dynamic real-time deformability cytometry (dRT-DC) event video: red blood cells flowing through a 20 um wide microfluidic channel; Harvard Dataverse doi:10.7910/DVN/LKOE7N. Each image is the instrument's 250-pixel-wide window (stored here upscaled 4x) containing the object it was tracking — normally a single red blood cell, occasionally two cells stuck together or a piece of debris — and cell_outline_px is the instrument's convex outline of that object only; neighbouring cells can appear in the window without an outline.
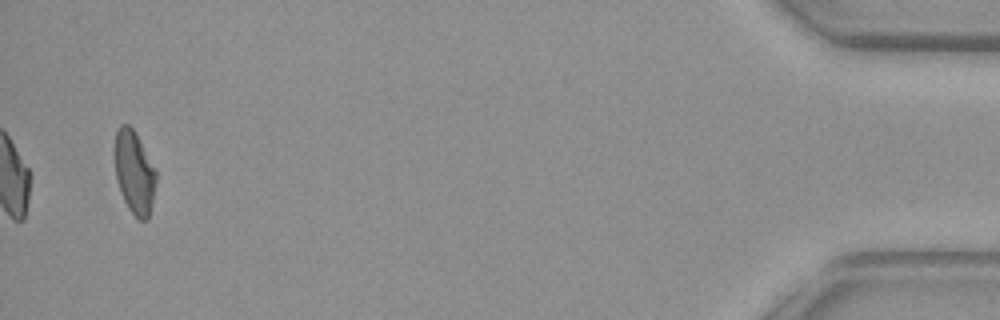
{"species": "common noctule bat (a hibernating species)", "species_latin": "Nyctalus noctula", "temperature_condition": "warm", "stored_images_in_passage": 38, "camera_frame_rate_fps": 3000, "um_per_image_px": 0.085, "animal": {"sex": "female", "body_mass_g": 29.2, "forearm_length_mm": 56.3}, "frame": {"image": 1, "passage_image": 38, "time_ms": 12.333, "image_size_px": [1000, 320], "cell_outline_px": [[156, 184], [152, 204], [148, 220], [140, 220], [128, 208], [120, 192], [116, 180], [112, 152], [112, 148], [116, 132], [120, 124], [128, 124], [136, 132], [156, 168]], "centroid_in_image_um": [11.39, 14.59], "position_along_channel_um": 423.8, "area_um2": 20.75}, "authors_computed_cell_mechanics": {"area_um2": 20.6057, "velocity_mm_per_s": 3.8959, "shape_relaxation_time_tau1_ms": null, "shape_relaxation_time_tau2_ms": 2.0849, "deformation_change_tau1": null, "deformation_change_tau2": 0.0736}}